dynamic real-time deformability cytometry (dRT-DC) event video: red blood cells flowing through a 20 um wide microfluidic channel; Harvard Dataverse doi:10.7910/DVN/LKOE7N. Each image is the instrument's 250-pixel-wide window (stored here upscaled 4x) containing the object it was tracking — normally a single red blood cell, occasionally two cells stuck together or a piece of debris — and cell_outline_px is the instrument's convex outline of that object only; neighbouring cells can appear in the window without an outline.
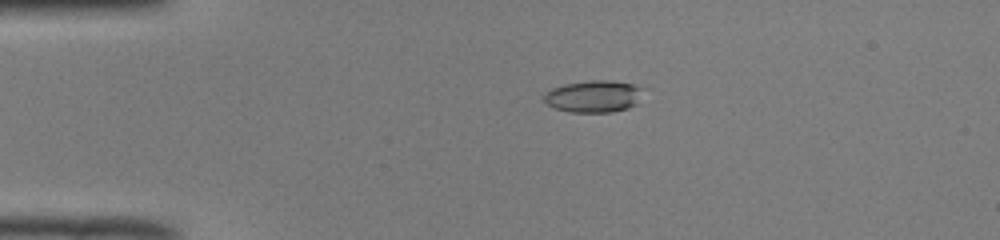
{"species": "common noctule bat (a hibernating species)", "species_latin": "Nyctalus noctula", "temperature_condition": "room temperature", "stored_images_in_passage": 47, "camera_frame_rate_fps": 3000, "um_per_image_px": 0.085, "animal": {"sex": "male", "body_mass_g": 19.0, "forearm_length_mm": 50.8}, "frame": {"image": 1, "passage_image": 7, "time_ms": 2.0, "image_size_px": [1000, 240], "cell_outline_px": [[644, 88], [636, 104], [628, 108], [612, 112], [568, 112], [552, 108], [544, 100], [544, 96], [552, 88], [564, 84], [588, 80], [612, 80], [632, 84]], "centroid_in_image_um": [50.46, 8.19], "position_along_channel_um": 34.5, "area_um2": 18.55}}
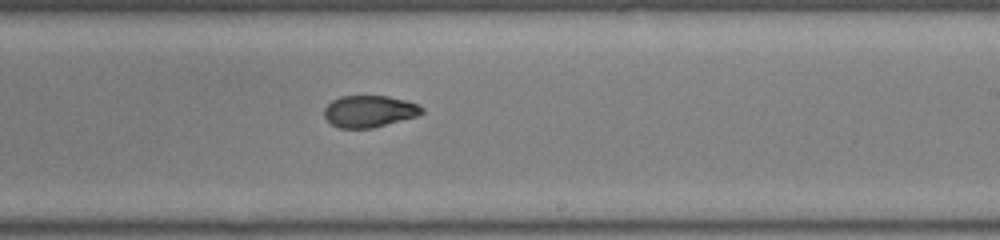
{"frame": {"image": 2, "passage_image": 27, "time_ms": 8.667, "image_size_px": [1000, 240], "cell_outline_px": [[424, 112], [416, 116], [372, 128], [340, 128], [332, 124], [324, 116], [324, 108], [332, 100], [340, 96], [388, 96], [404, 100], [416, 104], [424, 108]], "centroid_in_image_um": [31.37, 9.45], "position_along_channel_um": 257.6, "area_um2": 17.92}}
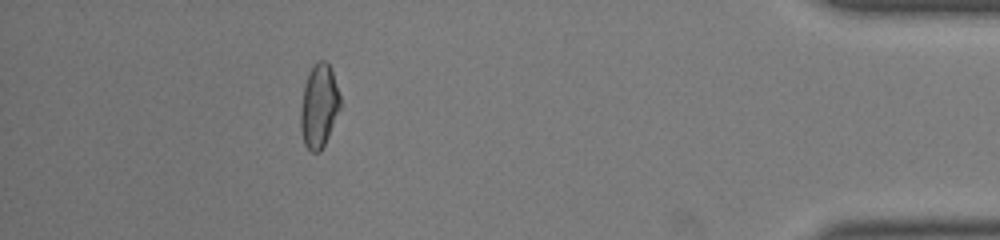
{"frame": {"image": 3, "passage_image": 42, "time_ms": 13.667, "image_size_px": [1000, 240], "cell_outline_px": [[340, 108], [328, 136], [320, 152], [312, 152], [304, 144], [300, 128], [300, 108], [304, 84], [308, 72], [316, 60], [324, 60], [332, 68], [340, 96]], "centroid_in_image_um": [27.1, 8.97], "position_along_channel_um": 408.1, "area_um2": 19.42}, "authors_computed_cell_mechanics": {"area_um2": 18.6694, "velocity_mm_per_s": 4.0066, "shape_relaxation_time_tau1_ms": 8.5287, "shape_relaxation_time_tau2_ms": 1.6042, "deformation_change_tau1": 0.2155, "deformation_change_tau2": 0.0639}}